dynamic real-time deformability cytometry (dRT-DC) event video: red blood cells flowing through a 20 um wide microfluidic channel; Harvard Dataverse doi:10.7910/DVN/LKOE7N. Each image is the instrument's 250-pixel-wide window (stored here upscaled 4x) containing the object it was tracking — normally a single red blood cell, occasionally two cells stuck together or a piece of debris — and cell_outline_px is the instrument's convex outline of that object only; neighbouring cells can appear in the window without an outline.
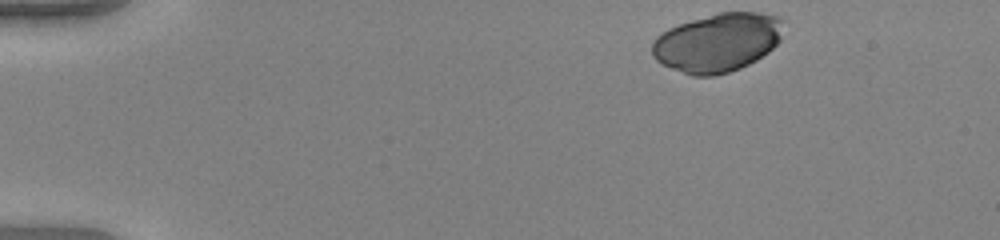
{"species": "human", "species_latin": "Homo sapiens", "temperature_condition": "warm", "stored_images_in_passage": 40, "camera_frame_rate_fps": 3000, "um_per_image_px": 0.085, "donor": {"sex": "female"}, "frame": {"image": 1, "passage_image": 1, "time_ms": 0.0, "image_size_px": [1000, 240], "cell_outline_px": [[780, 40], [768, 52], [756, 60], [740, 68], [716, 76], [692, 76], [660, 64], [652, 56], [652, 44], [656, 36], [668, 28], [716, 12], [760, 12], [780, 16]], "centroid_in_image_um": [60.95, 3.62], "position_along_channel_um": 24.1, "area_um2": 44.85}}
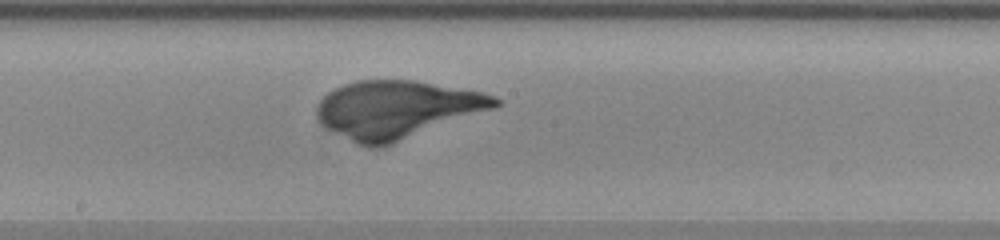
{"frame": {"image": 2, "passage_image": 23, "time_ms": 7.333, "image_size_px": [1000, 240], "cell_outline_px": [[500, 104], [496, 108], [392, 144], [380, 148], [368, 148], [356, 144], [328, 128], [316, 116], [316, 108], [320, 100], [328, 92], [344, 84], [356, 80], [416, 80], [480, 92], [492, 96], [500, 100]], "centroid_in_image_um": [33.72, 9.31], "position_along_channel_um": 214.5, "area_um2": 59.88}}
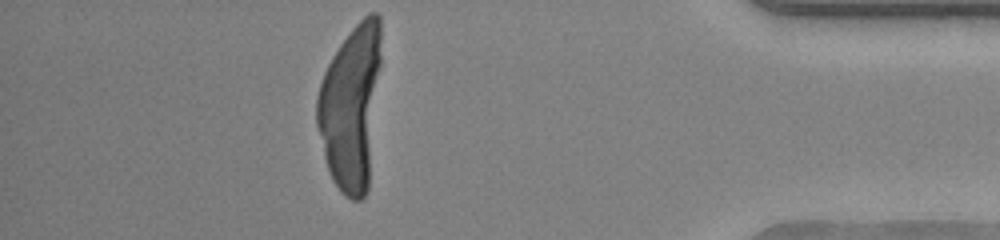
{"frame": {"image": 3, "passage_image": 40, "time_ms": 13.0, "image_size_px": [1000, 240], "cell_outline_px": [[380, 64], [368, 188], [364, 196], [360, 200], [352, 200], [344, 196], [340, 192], [332, 180], [324, 156], [316, 124], [316, 96], [324, 72], [332, 56], [340, 44], [352, 28], [368, 12], [376, 12], [380, 16]], "centroid_in_image_um": [29.81, 9.11], "position_along_channel_um": 405.4, "area_um2": 61.38}}